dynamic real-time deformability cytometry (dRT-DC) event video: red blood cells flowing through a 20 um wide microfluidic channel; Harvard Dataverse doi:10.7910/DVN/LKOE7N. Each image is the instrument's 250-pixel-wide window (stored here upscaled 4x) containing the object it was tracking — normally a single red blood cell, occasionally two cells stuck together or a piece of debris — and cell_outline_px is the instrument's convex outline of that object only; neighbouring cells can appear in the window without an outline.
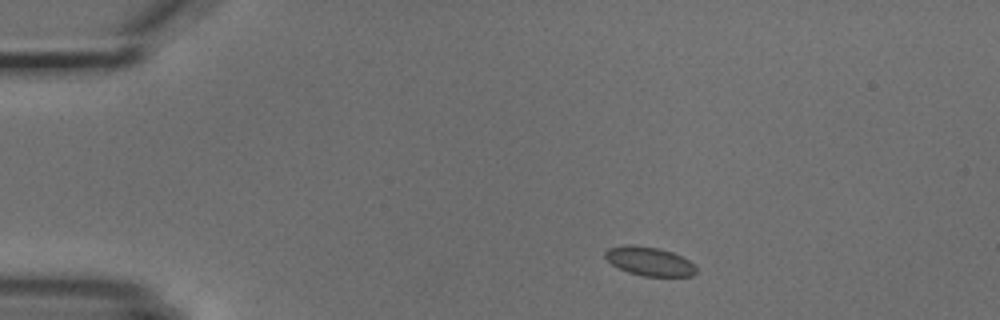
{"species": "common noctule bat (a hibernating species)", "species_latin": "Nyctalus noctula", "temperature_condition": "cold", "stored_images_in_passage": 4, "camera_frame_rate_fps": 3000, "um_per_image_px": 0.085, "animal": {"sex": "male", "body_mass_g": 18.8}, "frame": {"image": 1, "passage_image": 1, "time_ms": 0.0, "image_size_px": [1000, 320], "cell_outline_px": [[696, 272], [692, 276], [644, 276], [628, 272], [612, 264], [604, 256], [604, 252], [608, 248], [624, 244], [632, 244], [660, 248], [672, 252], [688, 260], [696, 268]], "centroid_in_image_um": [55.17, 22.19], "position_along_channel_um": 29.8, "area_um2": 15.26}}
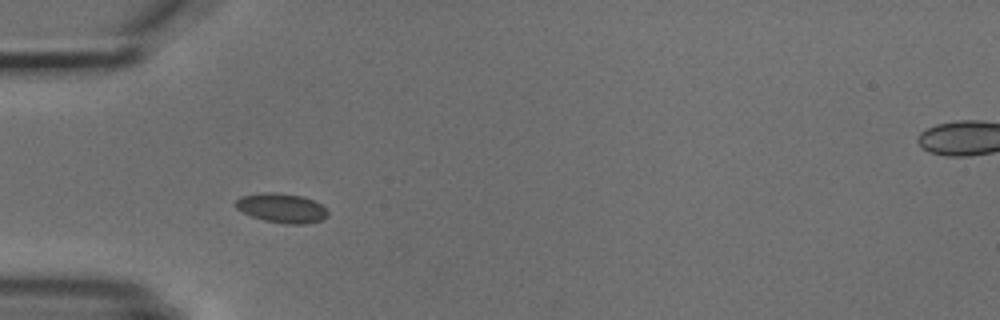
{"frame": {"image": 2, "passage_image": 3, "time_ms": 2.333, "image_size_px": [1000, 320], "cell_outline_px": [[328, 216], [320, 220], [304, 224], [288, 224], [264, 220], [252, 216], [236, 208], [232, 204], [240, 196], [264, 192], [276, 192], [304, 196], [320, 204], [328, 212]], "centroid_in_image_um": [23.91, 17.67], "position_along_channel_um": 61.1, "area_um2": 15.78}}
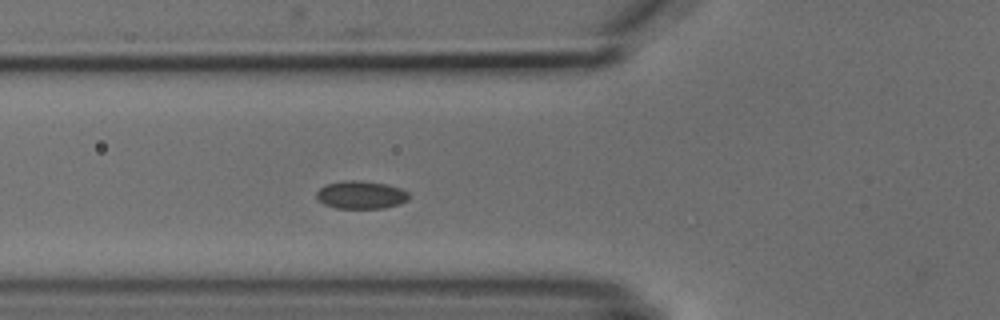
{"frame": {"image": 3, "passage_image": 4, "time_ms": 3.333, "image_size_px": [1000, 320], "cell_outline_px": [[408, 200], [400, 204], [384, 208], [336, 208], [324, 204], [316, 196], [316, 192], [324, 184], [344, 180], [360, 180], [384, 184], [400, 188], [408, 192]], "centroid_in_image_um": [30.66, 16.56], "position_along_channel_um": 95.1, "area_um2": 15.03}}